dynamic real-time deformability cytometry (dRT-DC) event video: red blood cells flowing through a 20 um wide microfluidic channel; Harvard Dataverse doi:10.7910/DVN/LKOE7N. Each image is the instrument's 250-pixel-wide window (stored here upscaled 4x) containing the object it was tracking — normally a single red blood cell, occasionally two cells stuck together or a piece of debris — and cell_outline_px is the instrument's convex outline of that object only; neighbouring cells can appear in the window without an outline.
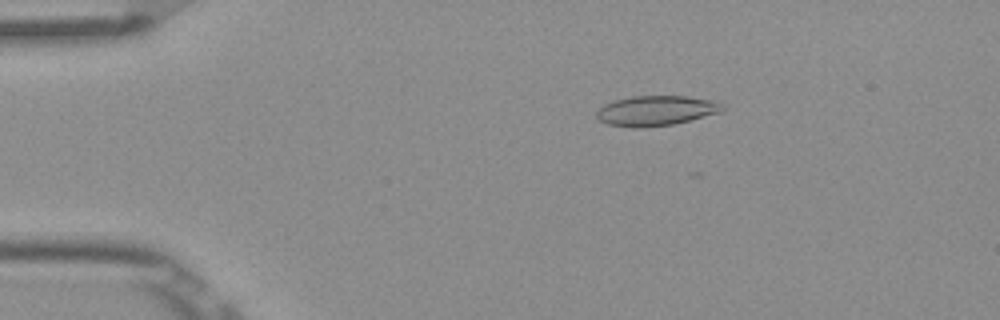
{"species": "Egyptian fruit bat (a non-hibernating species)", "species_latin": "Rousettus aegyptiacus", "temperature_condition": "room temperature", "stored_images_in_passage": 52, "camera_frame_rate_fps": 3000, "um_per_image_px": 0.085, "frame": {"image": 1, "passage_image": 9, "time_ms": 2.667, "image_size_px": [1000, 320], "cell_outline_px": [[724, 108], [720, 112], [672, 124], [640, 128], [632, 128], [608, 124], [600, 120], [596, 116], [596, 112], [604, 104], [616, 100], [632, 96], [688, 96], [716, 100], [724, 104]], "centroid_in_image_um": [55.77, 9.4], "position_along_channel_um": 29.2, "area_um2": 21.96}}
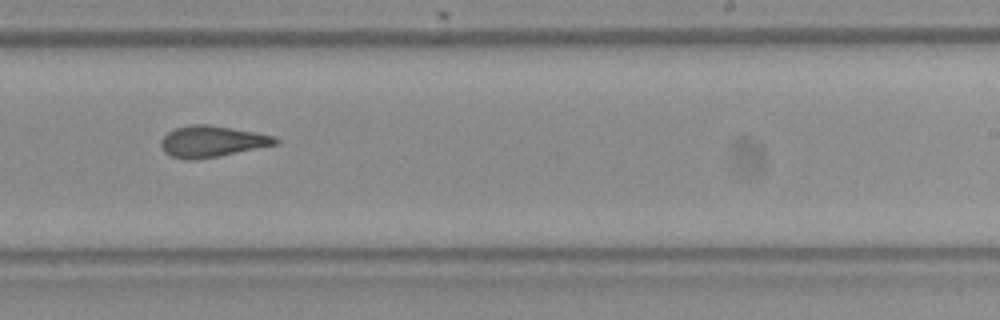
{"frame": {"image": 2, "passage_image": 32, "time_ms": 10.333, "image_size_px": [1000, 320], "cell_outline_px": [[280, 140], [276, 144], [220, 156], [196, 160], [184, 160], [172, 156], [164, 152], [160, 144], [160, 140], [168, 132], [176, 128], [188, 124], [208, 124], [256, 132], [276, 136]], "centroid_in_image_um": [18.0, 12.02], "position_along_channel_um": 271.0, "area_um2": 20.98}}
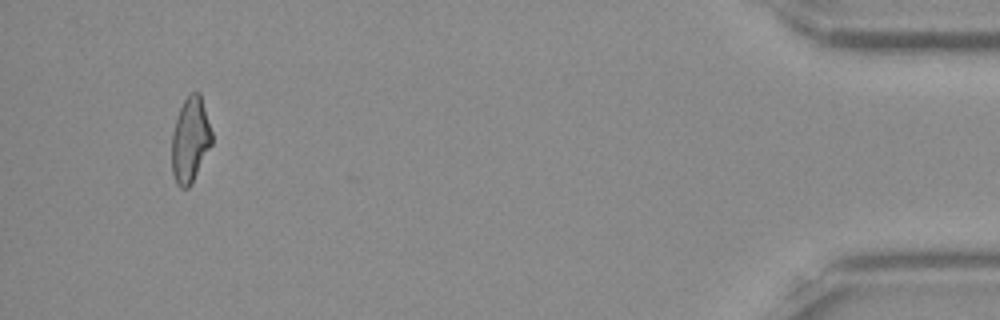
{"frame": {"image": 3, "passage_image": 49, "time_ms": 16.0, "image_size_px": [1000, 320], "cell_outline_px": [[212, 144], [192, 184], [188, 188], [180, 188], [176, 184], [172, 172], [172, 132], [180, 108], [184, 100], [192, 92], [200, 92], [212, 132]], "centroid_in_image_um": [16.17, 11.92], "position_along_channel_um": 419.0, "area_um2": 19.94}, "authors_computed_cell_mechanics": {"area_um2": 20.9236, "velocity_mm_per_s": 3.9049, "shape_relaxation_time_tau1_ms": null, "shape_relaxation_time_tau2_ms": 2.0686, "deformation_change_tau1": null, "deformation_change_tau2": 0.1137}}